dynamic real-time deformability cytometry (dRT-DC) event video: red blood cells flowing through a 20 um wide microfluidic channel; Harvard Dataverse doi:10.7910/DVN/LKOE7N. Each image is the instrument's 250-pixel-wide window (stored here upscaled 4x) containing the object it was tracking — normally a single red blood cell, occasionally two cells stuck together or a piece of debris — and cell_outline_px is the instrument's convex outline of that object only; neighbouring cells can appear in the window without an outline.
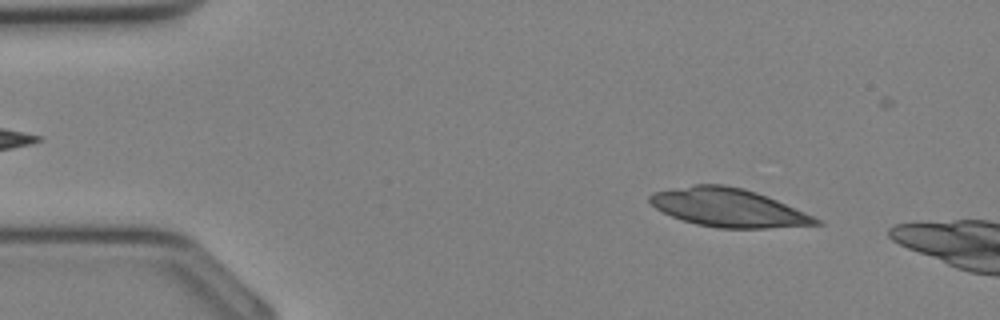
{"species": "Egyptian fruit bat (a non-hibernating species)", "species_latin": "Rousettus aegyptiacus", "temperature_condition": "cold", "stored_images_in_passage": 7, "camera_frame_rate_fps": 3000, "um_per_image_px": 0.085, "animal": {"sex": "female"}, "frame": {"image": 1, "passage_image": 4, "time_ms": 1.0, "image_size_px": [1000, 320], "cell_outline_px": [[824, 224], [768, 228], [716, 228], [696, 224], [672, 216], [656, 208], [648, 200], [648, 196], [652, 192], [696, 184], [724, 184], [744, 188], [756, 192], [776, 200], [824, 220]], "centroid_in_image_um": [61.93, 17.65], "position_along_channel_um": 23.1, "area_um2": 37.11}}